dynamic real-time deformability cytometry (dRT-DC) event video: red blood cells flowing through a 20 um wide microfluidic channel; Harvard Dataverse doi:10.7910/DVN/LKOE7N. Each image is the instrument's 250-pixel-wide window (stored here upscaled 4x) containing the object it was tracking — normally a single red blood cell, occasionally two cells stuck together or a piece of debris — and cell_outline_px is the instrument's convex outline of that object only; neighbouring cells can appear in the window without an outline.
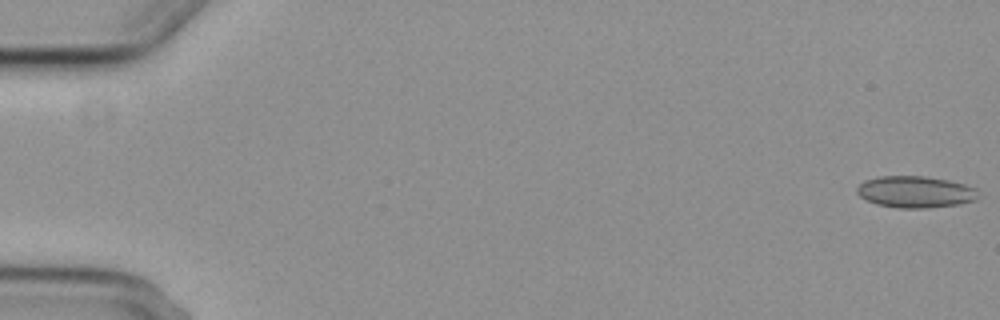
{"species": "common noctule bat (a hibernating species)", "species_latin": "Nyctalus noctula", "temperature_condition": "cold", "stored_images_in_passage": 6, "camera_frame_rate_fps": 3000, "um_per_image_px": 0.085, "animal": {"sex": "female", "body_mass_g": 29.2, "forearm_length_mm": 56.3}, "frame": {"image": 1, "passage_image": 1, "time_ms": 0.0, "image_size_px": [1000, 320], "cell_outline_px": [[976, 200], [960, 204], [924, 208], [900, 208], [876, 204], [864, 200], [856, 192], [856, 188], [864, 180], [880, 176], [924, 176], [948, 180], [964, 184], [976, 188]], "centroid_in_image_um": [77.76, 16.31], "position_along_channel_um": 7.2, "area_um2": 22.37}}
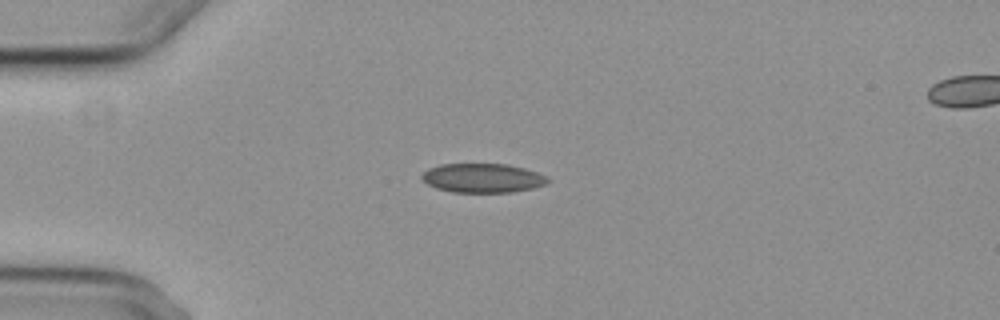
{"frame": {"image": 2, "passage_image": 5, "time_ms": 4.667, "image_size_px": [1000, 320], "cell_outline_px": [[548, 180], [544, 184], [532, 188], [512, 192], [452, 192], [436, 188], [428, 184], [420, 176], [428, 168], [440, 164], [508, 164], [524, 168], [548, 176]], "centroid_in_image_um": [41.0, 15.13], "position_along_channel_um": 44.0, "area_um2": 21.27}}